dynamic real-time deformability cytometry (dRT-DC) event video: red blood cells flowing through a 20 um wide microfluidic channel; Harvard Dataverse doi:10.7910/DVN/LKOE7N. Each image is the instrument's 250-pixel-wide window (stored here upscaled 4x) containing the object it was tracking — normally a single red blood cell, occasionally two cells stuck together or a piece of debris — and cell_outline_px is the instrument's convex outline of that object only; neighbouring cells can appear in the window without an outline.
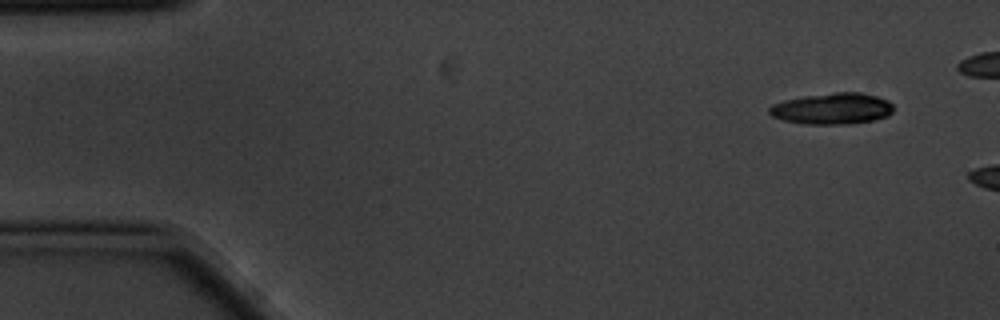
{"species": "common noctule bat (a hibernating species)", "species_latin": "Nyctalus noctula", "temperature_condition": "cold", "stored_images_in_passage": 3, "camera_frame_rate_fps": 3000, "um_per_image_px": 0.085, "animal": {"sex": "male", "body_mass_g": 20.1, "forearm_length_mm": 53.5}, "frame": {"image": 1, "passage_image": 1, "time_ms": 0.0, "image_size_px": [1000, 320], "cell_outline_px": [[892, 112], [888, 116], [872, 120], [848, 124], [804, 124], [784, 120], [772, 116], [768, 112], [768, 108], [772, 104], [784, 100], [804, 96], [836, 92], [860, 92], [876, 96], [888, 100], [892, 104]], "centroid_in_image_um": [70.72, 9.23], "position_along_channel_um": 14.3, "area_um2": 22.6}}